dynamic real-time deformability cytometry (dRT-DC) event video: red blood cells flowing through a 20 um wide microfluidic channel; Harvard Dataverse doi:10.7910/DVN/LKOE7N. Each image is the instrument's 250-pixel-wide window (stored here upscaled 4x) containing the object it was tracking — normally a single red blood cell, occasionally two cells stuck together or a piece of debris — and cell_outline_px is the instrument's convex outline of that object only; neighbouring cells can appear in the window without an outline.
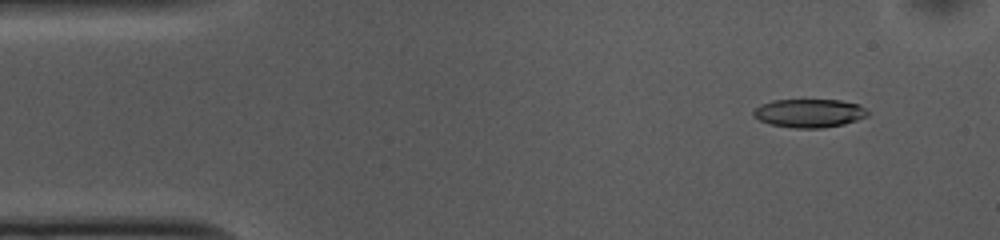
{"species": "common noctule bat (a hibernating species)", "species_latin": "Nyctalus noctula", "temperature_condition": "cold", "stored_images_in_passage": 53, "camera_frame_rate_fps": 3000, "um_per_image_px": 0.085, "animal": {"sex": "female", "body_mass_g": 10.0, "forearm_length_mm": 53.1}, "frame": {"image": 1, "passage_image": 5, "time_ms": 1.333, "image_size_px": [1000, 240], "cell_outline_px": [[868, 116], [844, 124], [820, 128], [792, 128], [768, 124], [752, 116], [752, 112], [760, 104], [772, 100], [840, 100], [860, 104], [868, 112]], "centroid_in_image_um": [68.76, 9.62], "position_along_channel_um": 16.2, "area_um2": 19.07}}
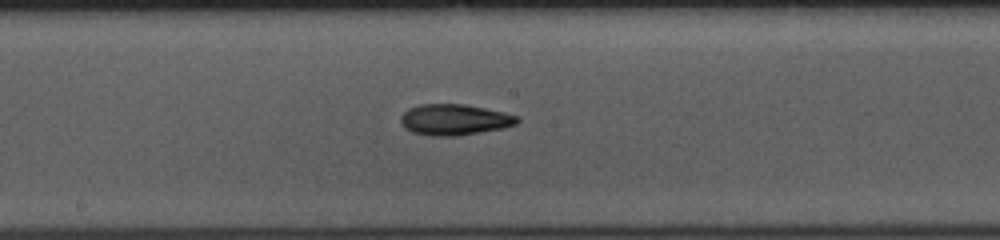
{"frame": {"image": 2, "passage_image": 27, "time_ms": 8.667, "image_size_px": [1000, 240], "cell_outline_px": [[520, 120], [516, 124], [504, 128], [456, 136], [432, 136], [412, 132], [404, 128], [400, 120], [400, 116], [408, 108], [420, 104], [464, 104], [504, 112], [516, 116]], "centroid_in_image_um": [38.6, 10.17], "position_along_channel_um": 209.6, "area_um2": 21.04}}
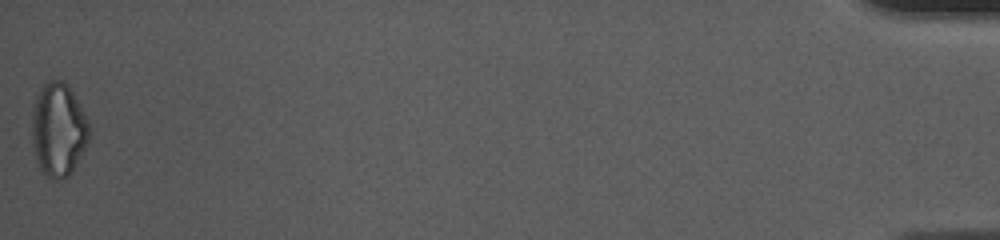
{"frame": {"image": 3, "passage_image": 53, "time_ms": 17.333, "image_size_px": [1000, 240], "cell_outline_px": [[88, 144], [68, 176], [64, 180], [56, 180], [48, 176], [40, 168], [36, 160], [32, 144], [32, 104], [36, 96], [44, 84], [48, 80], [64, 80], [68, 84], [80, 104], [88, 120]], "centroid_in_image_um": [4.95, 11.0], "position_along_channel_um": 430.3, "area_um2": 31.33}, "authors_computed_cell_mechanics": {"area_um2": 20.3456, "velocity_mm_per_s": 3.7202, "shape_relaxation_time_tau1_ms": 11.0034, "shape_relaxation_time_tau2_ms": 7.1298, "deformation_change_tau1": 0.2232, "deformation_change_tau2": 0.1739}}